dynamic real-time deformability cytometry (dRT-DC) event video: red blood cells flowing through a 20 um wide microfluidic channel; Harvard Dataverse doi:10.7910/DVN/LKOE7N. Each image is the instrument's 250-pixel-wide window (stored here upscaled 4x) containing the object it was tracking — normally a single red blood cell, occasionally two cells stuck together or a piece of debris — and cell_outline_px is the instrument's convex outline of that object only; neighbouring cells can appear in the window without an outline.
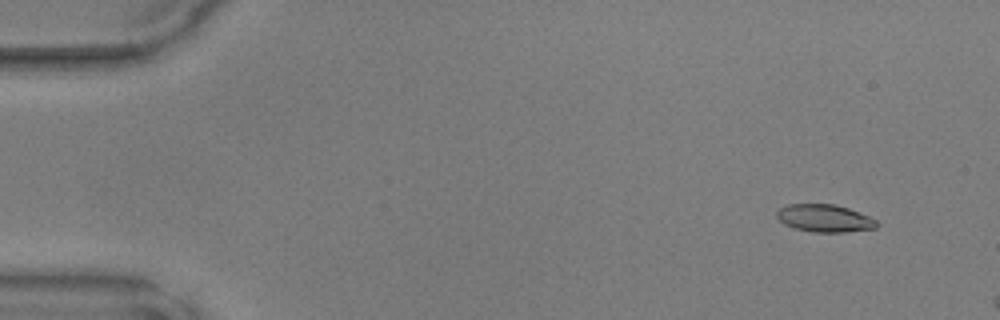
{"species": "common noctule bat (a hibernating species)", "species_latin": "Nyctalus noctula", "temperature_condition": "warm", "stored_images_in_passage": 47, "camera_frame_rate_fps": 3000, "um_per_image_px": 0.085, "animal": {"sex": "male", "body_mass_g": 17.9, "forearm_length_mm": 54.2}, "frame": {"image": 1, "passage_image": 4, "time_ms": 1.0, "image_size_px": [1000, 320], "cell_outline_px": [[880, 224], [876, 228], [844, 232], [812, 232], [796, 228], [784, 224], [776, 216], [776, 212], [780, 208], [788, 204], [836, 204], [848, 208], [868, 216], [876, 220]], "centroid_in_image_um": [70.1, 18.55], "position_along_channel_um": 14.9, "area_um2": 16.01}}
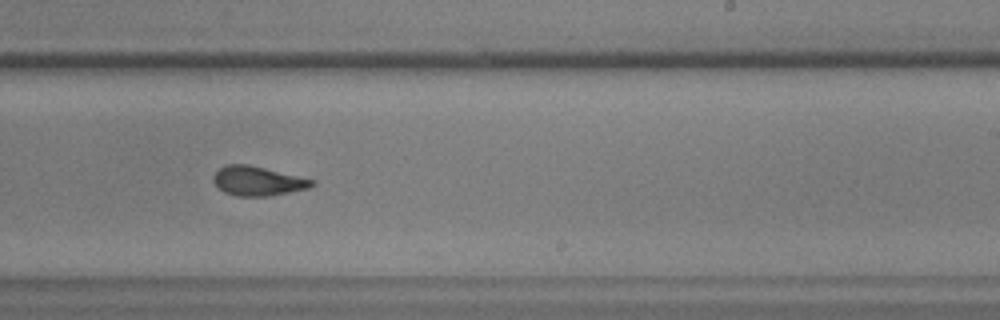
{"frame": {"image": 2, "passage_image": 30, "time_ms": 9.667, "image_size_px": [1000, 320], "cell_outline_px": [[316, 184], [308, 188], [268, 196], [236, 196], [224, 192], [212, 180], [212, 176], [224, 164], [248, 164], [316, 180]], "centroid_in_image_um": [21.9, 15.38], "position_along_channel_um": 267.1, "area_um2": 16.82}}
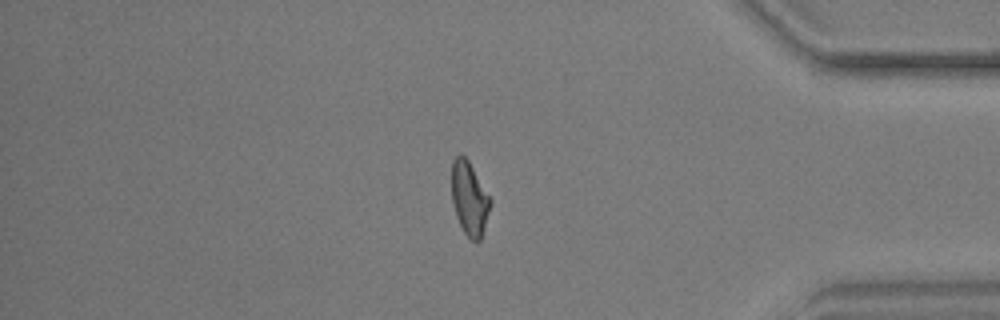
{"frame": {"image": 3, "passage_image": 41, "time_ms": 13.333, "image_size_px": [1000, 320], "cell_outline_px": [[492, 200], [484, 228], [480, 240], [476, 244], [464, 232], [456, 216], [452, 204], [452, 160], [460, 152], [468, 160]], "centroid_in_image_um": [39.89, 16.86], "position_along_channel_um": 395.3, "area_um2": 16.53}}